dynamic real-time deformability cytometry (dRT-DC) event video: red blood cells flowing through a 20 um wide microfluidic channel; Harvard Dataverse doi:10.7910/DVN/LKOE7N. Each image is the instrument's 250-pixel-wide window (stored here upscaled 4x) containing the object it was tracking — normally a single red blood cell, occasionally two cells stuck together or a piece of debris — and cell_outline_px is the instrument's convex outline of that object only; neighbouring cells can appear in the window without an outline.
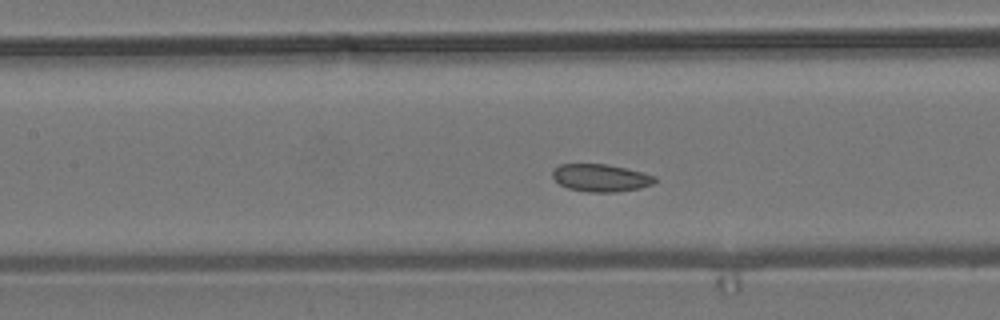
{"species": "common noctule bat (a hibernating species)", "species_latin": "Nyctalus noctula", "temperature_condition": "room temperature", "stored_images_in_passage": 35, "camera_frame_rate_fps": 3000, "um_per_image_px": 0.085, "animal": {"sex": "male", "body_mass_g": 19.2, "forearm_length_mm": 51.8}, "frame": {"image": 1, "passage_image": 10, "time_ms": 3.0, "image_size_px": [1000, 320], "cell_outline_px": [[656, 180], [652, 184], [640, 188], [616, 192], [588, 192], [568, 188], [560, 184], [552, 176], [552, 168], [560, 164], [608, 164], [656, 176]], "centroid_in_image_um": [51.03, 15.11], "position_along_channel_um": 156.4, "area_um2": 16.36}}
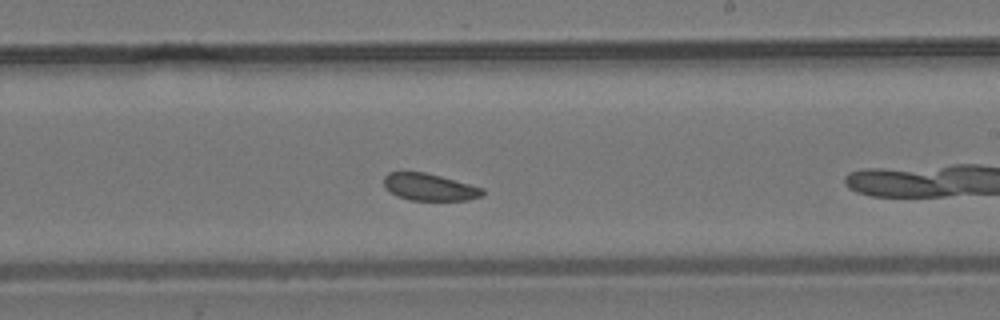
{"frame": {"image": 2, "passage_image": 18, "time_ms": 5.667, "image_size_px": [1000, 320], "cell_outline_px": [[484, 192], [480, 196], [468, 200], [412, 200], [396, 196], [384, 184], [384, 176], [388, 172], [424, 172], [440, 176], [484, 188]], "centroid_in_image_um": [36.51, 15.9], "position_along_channel_um": 252.5, "area_um2": 15.32}}
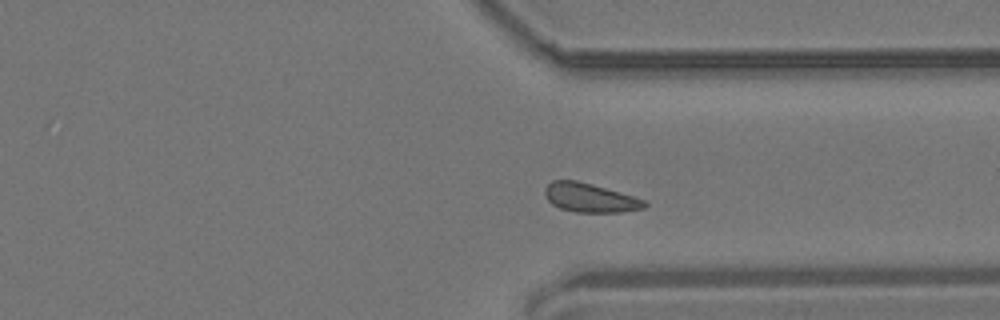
{"frame": {"image": 3, "passage_image": 27, "time_ms": 8.667, "image_size_px": [1000, 320], "cell_outline_px": [[648, 204], [644, 208], [624, 212], [576, 212], [560, 208], [552, 204], [544, 196], [544, 188], [552, 180], [576, 180], [592, 184], [632, 196], [644, 200]], "centroid_in_image_um": [50.11, 16.81], "position_along_channel_um": 361.3, "area_um2": 16.76}}